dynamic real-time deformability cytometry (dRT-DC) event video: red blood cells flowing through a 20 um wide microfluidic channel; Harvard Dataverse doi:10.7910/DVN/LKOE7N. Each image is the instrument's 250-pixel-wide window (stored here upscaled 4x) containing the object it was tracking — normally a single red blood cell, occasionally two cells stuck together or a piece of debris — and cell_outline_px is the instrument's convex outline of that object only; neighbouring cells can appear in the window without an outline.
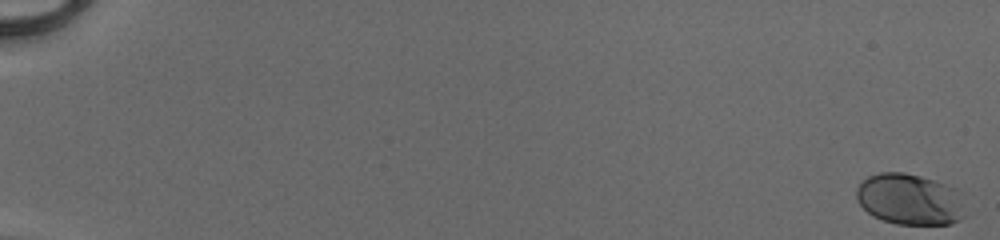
{"species": "human", "species_latin": "Homo sapiens", "temperature_condition": "cold", "stored_images_in_passage": 53, "camera_frame_rate_fps": 3000, "um_per_image_px": 0.085, "donor": {"sex": "male"}, "frame": {"image": 1, "passage_image": 1, "time_ms": 0.0, "image_size_px": [1000, 240], "cell_outline_px": [[964, 216], [960, 220], [952, 224], [896, 224], [872, 216], [856, 200], [856, 188], [868, 176], [880, 172], [904, 172], [920, 176], [956, 188], [960, 192]], "centroid_in_image_um": [77.31, 16.94], "position_along_channel_um": 7.7, "area_um2": 32.43}}
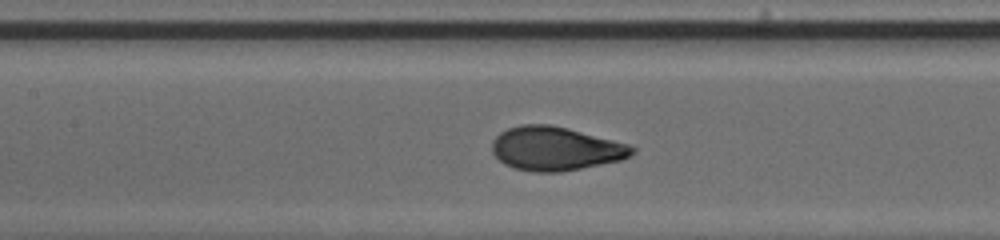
{"frame": {"image": 2, "passage_image": 28, "time_ms": 9.0, "image_size_px": [1000, 240], "cell_outline_px": [[636, 152], [620, 160], [560, 172], [532, 172], [516, 168], [504, 164], [492, 152], [492, 140], [500, 132], [508, 128], [520, 124], [548, 124], [568, 128], [628, 144], [636, 148]], "centroid_in_image_um": [47.19, 12.62], "position_along_channel_um": 160.2, "area_um2": 35.55}}
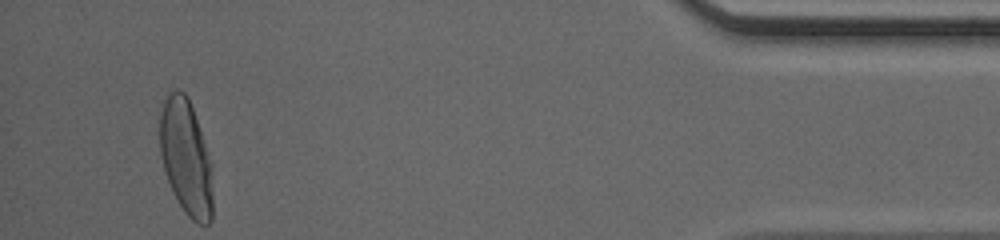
{"frame": {"image": 3, "passage_image": 51, "time_ms": 16.667, "image_size_px": [1000, 240], "cell_outline_px": [[212, 220], [208, 224], [196, 224], [184, 212], [168, 180], [160, 156], [160, 112], [164, 96], [168, 92], [176, 88], [180, 88], [188, 96], [212, 164]], "centroid_in_image_um": [15.81, 13.34], "position_along_channel_um": 419.4, "area_um2": 35.78}, "authors_computed_cell_mechanics": {"area_um2": 34.9112, "velocity_mm_per_s": 4.1207, "shape_relaxation_time_tau1_ms": 3.6719, "shape_relaxation_time_tau2_ms": null, "deformation_change_tau1": 0.1681, "deformation_change_tau2": null}}